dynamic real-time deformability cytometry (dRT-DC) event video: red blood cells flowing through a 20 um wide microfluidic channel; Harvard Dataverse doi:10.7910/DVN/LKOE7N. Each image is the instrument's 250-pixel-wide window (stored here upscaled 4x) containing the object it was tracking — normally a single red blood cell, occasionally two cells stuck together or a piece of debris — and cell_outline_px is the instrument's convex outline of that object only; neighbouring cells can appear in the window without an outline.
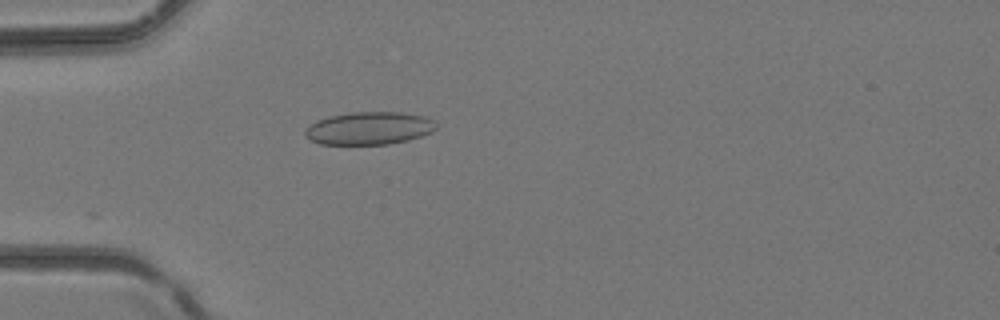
{"species": "common noctule bat (a hibernating species)", "species_latin": "Nyctalus noctula", "temperature_condition": "room temperature", "stored_images_in_passage": 4, "camera_frame_rate_fps": 3000, "um_per_image_px": 0.085, "animal": {"sex": "female", "body_mass_g": 24.6, "forearm_length_mm": 56.2}, "frame": {"image": 1, "passage_image": 1, "time_ms": 0.0, "image_size_px": [1000, 320], "cell_outline_px": [[436, 128], [432, 132], [408, 140], [388, 144], [320, 144], [304, 136], [304, 132], [316, 120], [332, 116], [352, 112], [400, 112], [424, 116], [436, 120]], "centroid_in_image_um": [31.41, 10.9], "position_along_channel_um": 53.6, "area_um2": 24.91}}
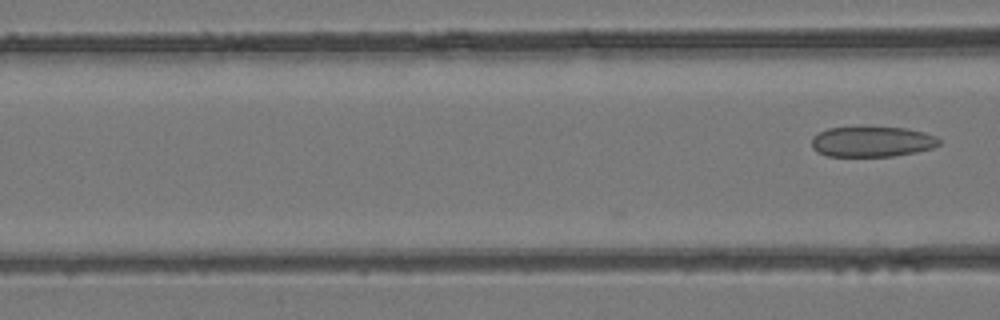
{"frame": {"image": 2, "passage_image": 4, "time_ms": 1.0, "image_size_px": [1000, 320], "cell_outline_px": [[940, 144], [932, 148], [916, 152], [892, 156], [828, 156], [816, 152], [812, 148], [812, 136], [828, 128], [904, 128], [924, 132], [936, 136], [940, 140]], "centroid_in_image_um": [74.12, 12.05], "position_along_channel_um": 92.5, "area_um2": 22.37}}